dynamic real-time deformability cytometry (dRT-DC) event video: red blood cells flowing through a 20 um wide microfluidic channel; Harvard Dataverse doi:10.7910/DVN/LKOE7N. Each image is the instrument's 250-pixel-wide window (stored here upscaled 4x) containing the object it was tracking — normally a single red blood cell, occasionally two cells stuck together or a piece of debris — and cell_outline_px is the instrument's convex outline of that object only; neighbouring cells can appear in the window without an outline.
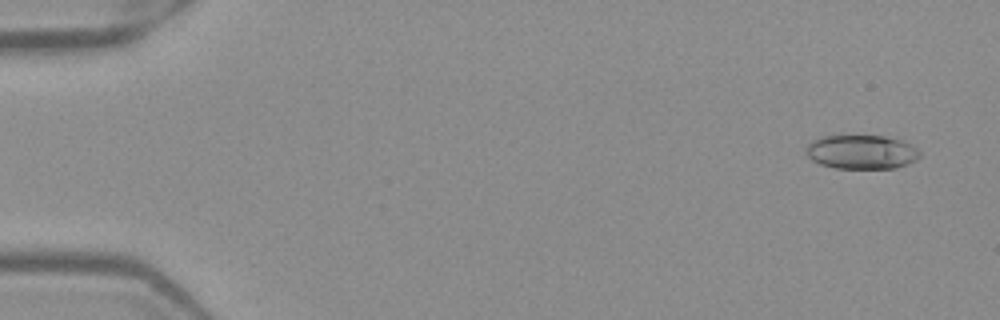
{"species": "Egyptian fruit bat (a non-hibernating species)", "species_latin": "Rousettus aegyptiacus", "temperature_condition": "warm", "stored_images_in_passage": 52, "camera_frame_rate_fps": 3000, "um_per_image_px": 0.085, "frame": {"image": 1, "passage_image": 3, "time_ms": 0.667, "image_size_px": [1000, 320], "cell_outline_px": [[920, 156], [916, 160], [908, 164], [896, 168], [836, 168], [820, 164], [812, 160], [804, 152], [808, 144], [812, 140], [824, 136], [884, 136], [900, 140], [912, 144], [920, 152]], "centroid_in_image_um": [73.23, 12.92], "position_along_channel_um": 11.8, "area_um2": 22.6}}
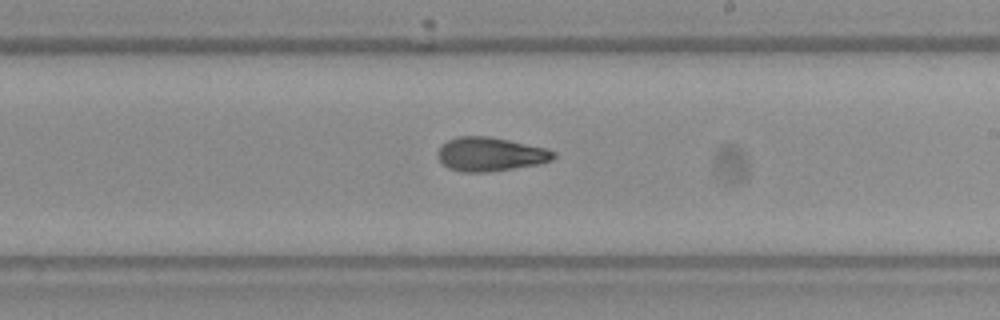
{"frame": {"image": 2, "passage_image": 31, "time_ms": 10.0, "image_size_px": [1000, 320], "cell_outline_px": [[556, 156], [552, 160], [536, 164], [512, 168], [484, 172], [464, 172], [448, 168], [436, 156], [436, 152], [440, 144], [456, 136], [488, 136], [508, 140], [544, 148], [556, 152]], "centroid_in_image_um": [41.61, 13.1], "position_along_channel_um": 247.4, "area_um2": 22.72}}
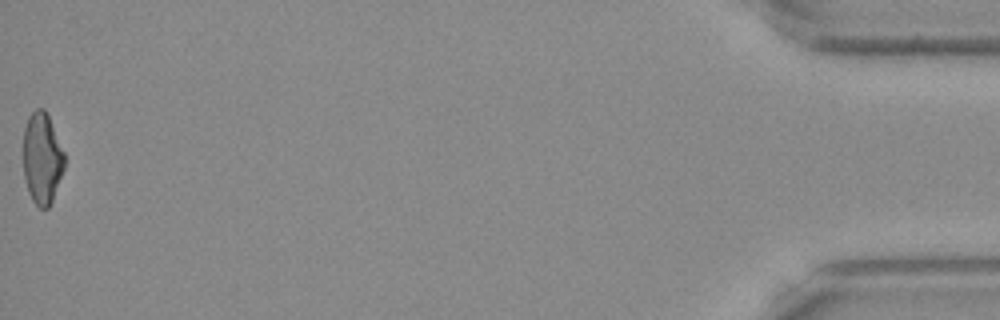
{"frame": {"image": 3, "passage_image": 52, "time_ms": 17.0, "image_size_px": [1000, 320], "cell_outline_px": [[64, 168], [52, 200], [48, 208], [40, 208], [32, 200], [28, 192], [24, 176], [24, 128], [28, 116], [36, 108], [44, 108], [48, 116], [64, 152]], "centroid_in_image_um": [3.57, 13.45], "position_along_channel_um": 431.6, "area_um2": 21.68}, "authors_computed_cell_mechanics": {"area_um2": 22.5998, "velocity_mm_per_s": 3.9895, "shape_relaxation_time_tau1_ms": 7.6156, "shape_relaxation_time_tau2_ms": 1.6726, "deformation_change_tau1": 0.2245, "deformation_change_tau2": 0.0807}}